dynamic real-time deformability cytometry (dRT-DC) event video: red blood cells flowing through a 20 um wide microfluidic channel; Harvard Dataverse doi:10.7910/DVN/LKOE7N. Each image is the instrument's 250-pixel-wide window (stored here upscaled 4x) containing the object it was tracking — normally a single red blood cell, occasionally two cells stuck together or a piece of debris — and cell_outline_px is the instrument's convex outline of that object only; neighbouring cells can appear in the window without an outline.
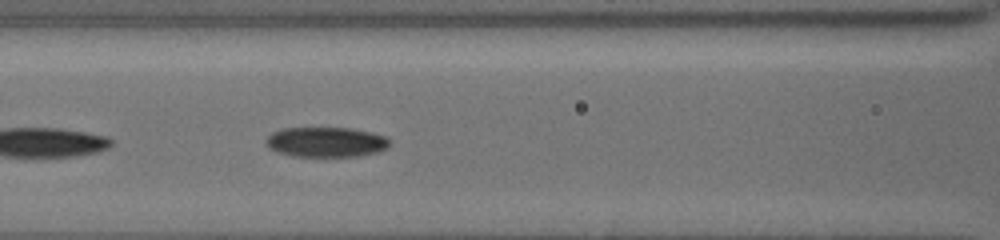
{"species": "common noctule bat (a hibernating species)", "species_latin": "Nyctalus noctula", "temperature_condition": "cold", "stored_images_in_passage": 11, "camera_frame_rate_fps": 3000, "um_per_image_px": 0.085, "animal": {"sex": "female", "body_mass_g": 19.5, "forearm_length_mm": 54.1}, "frame": {"image": 1, "passage_image": 7, "time_ms": 2.0, "image_size_px": [1000, 240], "cell_outline_px": [[388, 148], [380, 152], [360, 156], [292, 156], [276, 152], [268, 148], [264, 144], [264, 140], [272, 132], [280, 128], [352, 128], [372, 132], [384, 136], [388, 140]], "centroid_in_image_um": [27.67, 12.07], "position_along_channel_um": 138.9, "area_um2": 21.91}}